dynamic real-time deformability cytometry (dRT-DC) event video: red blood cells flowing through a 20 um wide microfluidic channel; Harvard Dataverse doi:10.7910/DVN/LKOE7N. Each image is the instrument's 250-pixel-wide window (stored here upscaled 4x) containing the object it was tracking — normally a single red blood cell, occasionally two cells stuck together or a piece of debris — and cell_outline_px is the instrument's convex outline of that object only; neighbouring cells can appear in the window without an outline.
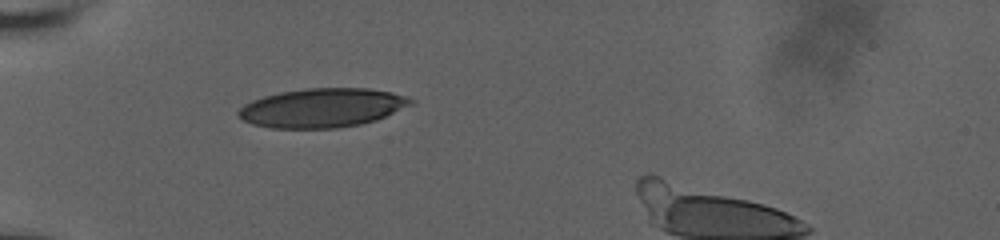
{"species": "human", "species_latin": "Homo sapiens", "temperature_condition": "room temperature", "stored_images_in_passage": 42, "camera_frame_rate_fps": 3000, "um_per_image_px": 0.085, "donor": {"sex": "male"}, "frame": {"image": 1, "passage_image": 3, "time_ms": 0.333, "image_size_px": [1000, 240], "cell_outline_px": [[416, 100], [412, 104], [376, 120], [360, 124], [336, 128], [268, 128], [252, 124], [236, 116], [236, 112], [244, 104], [252, 100], [264, 96], [280, 92], [308, 88], [368, 88], [392, 92], [408, 96]], "centroid_in_image_um": [27.38, 9.16], "position_along_channel_um": 57.6, "area_um2": 39.36}}
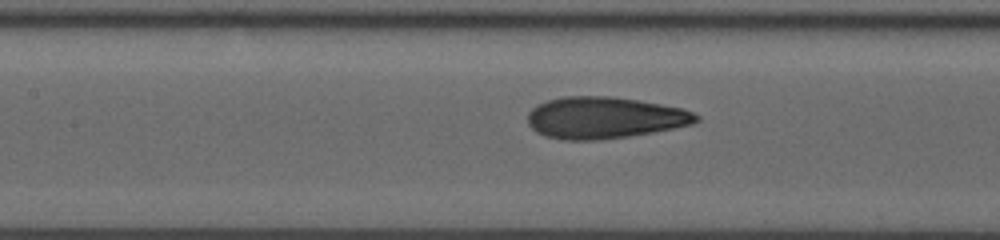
{"frame": {"image": 2, "passage_image": 20, "time_ms": 3.333, "image_size_px": [1000, 240], "cell_outline_px": [[700, 120], [692, 124], [652, 132], [628, 136], [596, 140], [564, 140], [544, 136], [536, 132], [528, 124], [528, 112], [536, 104], [548, 100], [564, 96], [612, 96], [660, 104], [680, 108], [692, 112], [700, 116]], "centroid_in_image_um": [51.33, 10.0], "position_along_channel_um": 156.1, "area_um2": 40.81}}
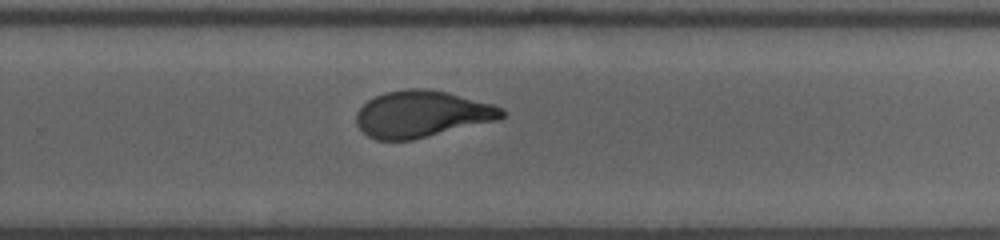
{"frame": {"image": 3, "passage_image": 41, "time_ms": 7.0, "image_size_px": [1000, 240], "cell_outline_px": [[508, 116], [500, 120], [412, 140], [376, 140], [368, 136], [356, 124], [356, 112], [368, 100], [384, 92], [404, 88], [424, 88], [448, 92], [492, 104], [504, 108], [508, 112]], "centroid_in_image_um": [35.91, 9.69], "position_along_channel_um": 293.9, "area_um2": 40.0}}